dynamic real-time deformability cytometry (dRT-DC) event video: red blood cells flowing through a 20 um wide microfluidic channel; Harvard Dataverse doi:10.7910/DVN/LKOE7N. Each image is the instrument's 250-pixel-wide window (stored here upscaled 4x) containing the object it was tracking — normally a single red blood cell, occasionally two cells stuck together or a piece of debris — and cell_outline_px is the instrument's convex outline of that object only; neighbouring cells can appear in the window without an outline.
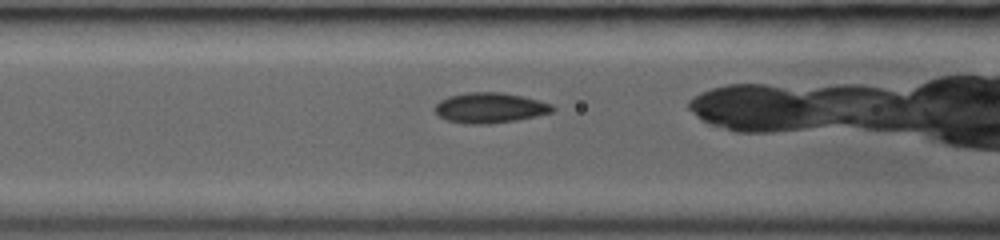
{"species": "common noctule bat (a hibernating species)", "species_latin": "Nyctalus noctula", "temperature_condition": "room temperature", "stored_images_in_passage": 15, "camera_frame_rate_fps": 3000, "um_per_image_px": 0.085, "animal": {"sex": "female", "body_mass_g": 19.0, "forearm_length_mm": 53.3}, "frame": {"image": 1, "passage_image": 13, "time_ms": 4.0, "image_size_px": [1000, 240], "cell_outline_px": [[556, 108], [552, 112], [536, 116], [516, 120], [488, 124], [464, 124], [448, 120], [440, 116], [432, 108], [440, 100], [448, 96], [468, 92], [500, 92], [540, 100], [552, 104]], "centroid_in_image_um": [41.63, 9.16], "position_along_channel_um": 125.0, "area_um2": 20.81}}